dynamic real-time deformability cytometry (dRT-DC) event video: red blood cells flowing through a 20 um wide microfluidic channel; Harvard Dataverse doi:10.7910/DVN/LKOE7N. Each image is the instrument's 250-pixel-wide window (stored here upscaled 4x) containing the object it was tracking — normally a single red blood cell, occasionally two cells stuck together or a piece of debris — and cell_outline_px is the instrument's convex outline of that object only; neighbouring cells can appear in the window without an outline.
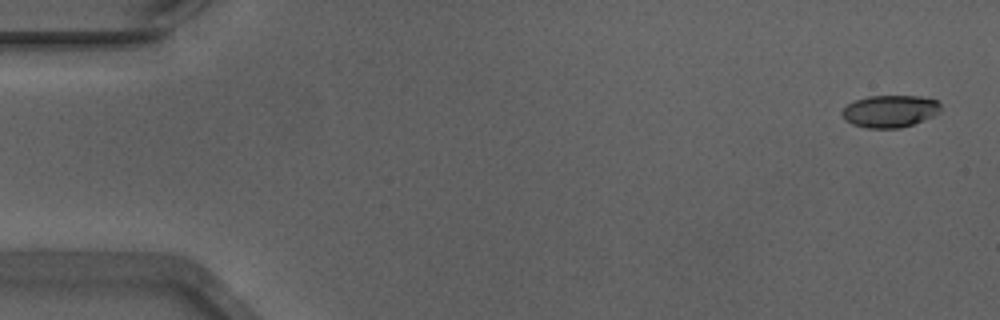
{"species": "Egyptian fruit bat (a non-hibernating species)", "species_latin": "Rousettus aegyptiacus", "temperature_condition": "warm", "stored_images_in_passage": 8, "camera_frame_rate_fps": 3000, "um_per_image_px": 0.085, "animal": {"sex": "male"}, "frame": {"image": 1, "passage_image": 1, "time_ms": 0.0, "image_size_px": [1000, 320], "cell_outline_px": [[936, 104], [916, 120], [908, 124], [860, 124], [864, 100], [884, 96], [900, 96], [932, 100]], "centroid_in_image_um": [76.0, 9.35], "position_along_channel_um": 9.0, "area_um2": 12.14}}